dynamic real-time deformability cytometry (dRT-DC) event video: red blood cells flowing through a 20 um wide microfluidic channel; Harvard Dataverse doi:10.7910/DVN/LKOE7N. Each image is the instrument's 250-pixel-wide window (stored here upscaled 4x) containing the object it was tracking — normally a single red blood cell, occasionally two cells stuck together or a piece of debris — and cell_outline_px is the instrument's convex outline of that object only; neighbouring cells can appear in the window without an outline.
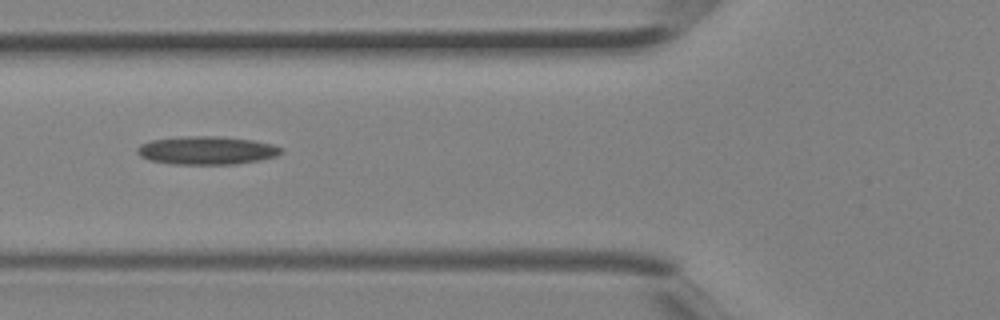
{"species": "Egyptian fruit bat (a non-hibernating species)", "species_latin": "Rousettus aegyptiacus", "temperature_condition": "room temperature", "stored_images_in_passage": 3, "camera_frame_rate_fps": 3000, "um_per_image_px": 0.085, "animal": {"sex": "female"}, "frame": {"image": 1, "passage_image": 3, "time_ms": 0.667, "image_size_px": [1000, 320], "cell_outline_px": [[284, 152], [276, 156], [260, 160], [236, 164], [172, 164], [148, 160], [140, 156], [136, 152], [136, 148], [140, 144], [152, 140], [188, 136], [220, 136], [252, 140], [272, 144], [284, 148]], "centroid_in_image_um": [17.58, 12.79], "position_along_channel_um": 108.2, "area_um2": 23.81}}